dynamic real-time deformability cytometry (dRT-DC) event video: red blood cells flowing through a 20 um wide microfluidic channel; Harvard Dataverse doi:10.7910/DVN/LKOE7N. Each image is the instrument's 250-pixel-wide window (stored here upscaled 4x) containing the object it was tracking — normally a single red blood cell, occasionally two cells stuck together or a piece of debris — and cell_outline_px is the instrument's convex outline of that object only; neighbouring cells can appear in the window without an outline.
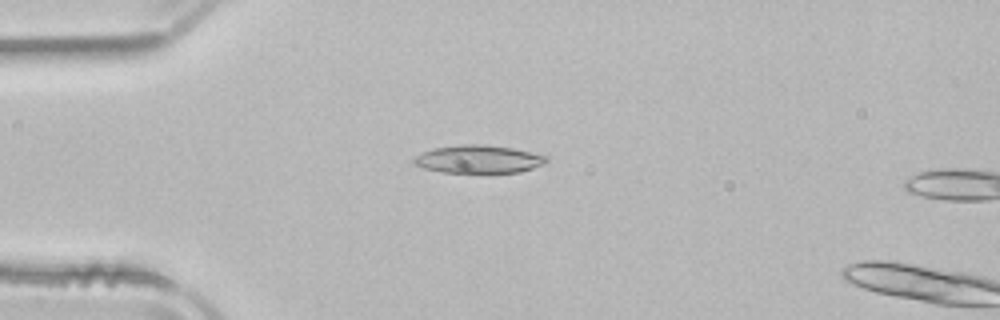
{"species": "common noctule bat (a hibernating species)", "species_latin": "Nyctalus noctula", "temperature_condition": "room temperature", "stored_images_in_passage": 15, "camera_frame_rate_fps": 3000, "um_per_image_px": 0.085, "animal": {"sex": "male", "body_mass_g": 21.5, "forearm_length_mm": 52.0}, "frame": {"image": 1, "passage_image": 13, "time_ms": 4.0, "image_size_px": [1000, 320], "cell_outline_px": [[548, 160], [544, 164], [520, 172], [440, 172], [424, 168], [416, 164], [412, 160], [416, 156], [432, 148], [460, 144], [484, 144], [512, 148], [548, 156]], "centroid_in_image_um": [40.68, 13.52], "position_along_channel_um": 44.3, "area_um2": 21.44}}